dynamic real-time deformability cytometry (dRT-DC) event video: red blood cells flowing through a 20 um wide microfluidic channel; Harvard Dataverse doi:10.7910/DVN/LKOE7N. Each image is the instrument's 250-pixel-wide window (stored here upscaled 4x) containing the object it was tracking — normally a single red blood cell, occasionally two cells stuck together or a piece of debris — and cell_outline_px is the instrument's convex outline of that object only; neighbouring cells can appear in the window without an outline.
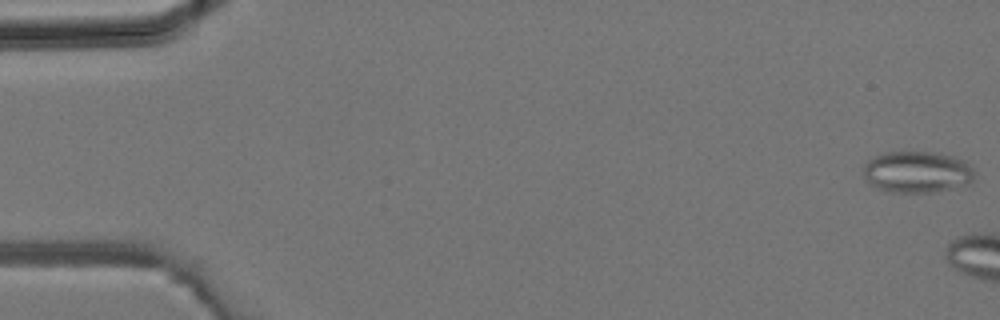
{"species": "common noctule bat (a hibernating species)", "species_latin": "Nyctalus noctula", "temperature_condition": "room temperature", "stored_images_in_passage": 5, "camera_frame_rate_fps": 3000, "um_per_image_px": 0.085, "animal": {"sex": "male", "body_mass_g": 19.2, "forearm_length_mm": 51.8}, "frame": {"image": 1, "passage_image": 1, "time_ms": 0.0, "image_size_px": [1000, 320], "cell_outline_px": [[972, 180], [968, 184], [952, 188], [932, 192], [888, 192], [876, 188], [864, 176], [864, 164], [868, 160], [884, 152], [936, 152], [952, 156], [964, 160], [972, 168]], "centroid_in_image_um": [77.93, 14.61], "position_along_channel_um": 7.1, "area_um2": 26.7}}